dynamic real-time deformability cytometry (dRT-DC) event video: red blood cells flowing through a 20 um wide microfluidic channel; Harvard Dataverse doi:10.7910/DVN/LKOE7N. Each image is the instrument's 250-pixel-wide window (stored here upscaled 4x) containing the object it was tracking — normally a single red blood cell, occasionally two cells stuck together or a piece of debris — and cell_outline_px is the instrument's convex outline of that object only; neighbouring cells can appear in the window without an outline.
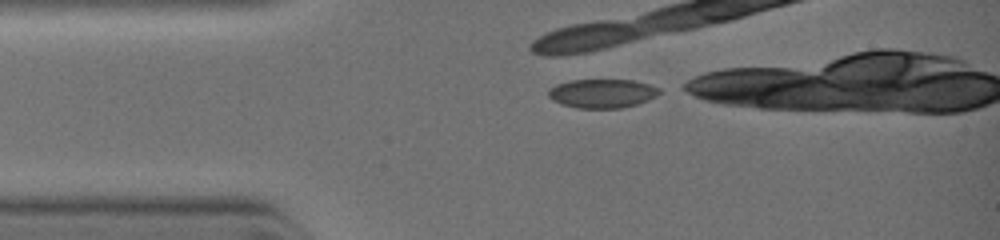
{"species": "common noctule bat (a hibernating species)", "species_latin": "Nyctalus noctula", "temperature_condition": "warm", "stored_images_in_passage": 2, "camera_frame_rate_fps": 3000, "um_per_image_px": 0.085, "animal": {"sex": "female", "body_mass_g": 19.0, "forearm_length_mm": 51.5}, "frame": {"image": 1, "passage_image": 1, "time_ms": 0.0, "image_size_px": [1000, 240], "cell_outline_px": [[660, 92], [656, 96], [648, 100], [636, 104], [620, 108], [576, 108], [560, 104], [552, 100], [548, 96], [548, 88], [556, 84], [572, 80], [632, 80], [648, 84], [660, 88]], "centroid_in_image_um": [51.15, 7.94], "position_along_channel_um": 33.9, "area_um2": 18.73}}